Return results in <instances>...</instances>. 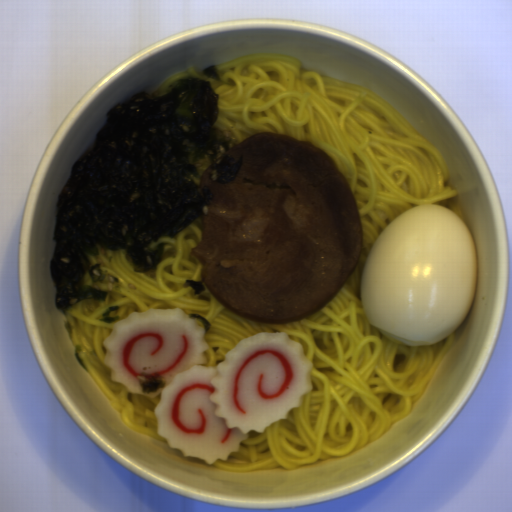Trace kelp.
<instances>
[{"label": "kelp", "mask_w": 512, "mask_h": 512, "mask_svg": "<svg viewBox=\"0 0 512 512\" xmlns=\"http://www.w3.org/2000/svg\"><path fill=\"white\" fill-rule=\"evenodd\" d=\"M219 94L210 80L180 78L164 95L140 92L106 114L89 149L74 163L57 200L50 277L54 304L66 310L87 299L105 301L97 288L105 272L89 259L102 248L126 250L135 272L158 267L164 243L211 211L213 196L199 189L204 172L227 183L242 162L236 145L215 128Z\"/></svg>", "instance_id": "1"}, {"label": "kelp", "mask_w": 512, "mask_h": 512, "mask_svg": "<svg viewBox=\"0 0 512 512\" xmlns=\"http://www.w3.org/2000/svg\"><path fill=\"white\" fill-rule=\"evenodd\" d=\"M166 387V382L163 380L162 376L159 374H155L151 377H148L146 381H143L141 384V391L144 394L157 393L160 388Z\"/></svg>", "instance_id": "2"}, {"label": "kelp", "mask_w": 512, "mask_h": 512, "mask_svg": "<svg viewBox=\"0 0 512 512\" xmlns=\"http://www.w3.org/2000/svg\"><path fill=\"white\" fill-rule=\"evenodd\" d=\"M203 72L204 75H206L207 77H210L212 79H215L219 82H222L224 84H229V85H235V84H232L230 82H227L225 80L222 79V77L219 75L218 73V70H217V67L215 65H212L210 67H207L203 70H201Z\"/></svg>", "instance_id": "3"}, {"label": "kelp", "mask_w": 512, "mask_h": 512, "mask_svg": "<svg viewBox=\"0 0 512 512\" xmlns=\"http://www.w3.org/2000/svg\"><path fill=\"white\" fill-rule=\"evenodd\" d=\"M117 310H120V307L111 306L110 308H108L107 310H105L102 313V317L99 320L102 322H105V323H112L114 321L120 320L119 315L113 316V317H111V315H110L112 312L117 311Z\"/></svg>", "instance_id": "4"}, {"label": "kelp", "mask_w": 512, "mask_h": 512, "mask_svg": "<svg viewBox=\"0 0 512 512\" xmlns=\"http://www.w3.org/2000/svg\"><path fill=\"white\" fill-rule=\"evenodd\" d=\"M185 283H186V285L193 287L194 295L201 294L202 292H204L206 290L202 281L196 282V281L188 279V280H185Z\"/></svg>", "instance_id": "5"}, {"label": "kelp", "mask_w": 512, "mask_h": 512, "mask_svg": "<svg viewBox=\"0 0 512 512\" xmlns=\"http://www.w3.org/2000/svg\"><path fill=\"white\" fill-rule=\"evenodd\" d=\"M187 316L190 317L191 319H198V320L202 321L204 332L205 333L209 332L211 325H210L208 319H206L204 316H202L201 314H195V313L187 315Z\"/></svg>", "instance_id": "6"}, {"label": "kelp", "mask_w": 512, "mask_h": 512, "mask_svg": "<svg viewBox=\"0 0 512 512\" xmlns=\"http://www.w3.org/2000/svg\"><path fill=\"white\" fill-rule=\"evenodd\" d=\"M81 350H82L81 346H77L76 345L75 348H74V356L77 359V361L79 362V364L82 366L83 370L88 372L87 367L85 366L84 362L82 361V359H81V357L79 355Z\"/></svg>", "instance_id": "7"}, {"label": "kelp", "mask_w": 512, "mask_h": 512, "mask_svg": "<svg viewBox=\"0 0 512 512\" xmlns=\"http://www.w3.org/2000/svg\"><path fill=\"white\" fill-rule=\"evenodd\" d=\"M64 328L66 330V333H67L69 339L72 340V338H71L72 328H71V324H70V322L68 320H66L64 322Z\"/></svg>", "instance_id": "8"}]
</instances>
